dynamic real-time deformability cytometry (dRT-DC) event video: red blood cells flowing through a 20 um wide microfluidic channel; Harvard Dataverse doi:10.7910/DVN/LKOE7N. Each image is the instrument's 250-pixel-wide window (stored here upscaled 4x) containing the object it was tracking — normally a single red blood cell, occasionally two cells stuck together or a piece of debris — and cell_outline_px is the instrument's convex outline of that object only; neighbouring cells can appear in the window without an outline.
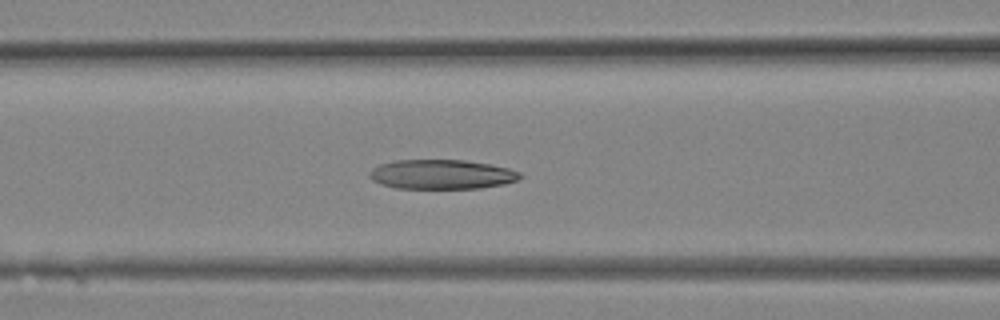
{"species": "Egyptian fruit bat (a non-hibernating species)", "species_latin": "Rousettus aegyptiacus", "temperature_condition": "room temperature", "stored_images_in_passage": 13, "camera_frame_rate_fps": 3000, "um_per_image_px": 0.085, "animal": {"sex": "female"}, "frame": {"image": 1, "passage_image": 11, "time_ms": 3.333, "image_size_px": [1000, 320], "cell_outline_px": [[524, 176], [516, 180], [504, 184], [480, 188], [396, 188], [380, 184], [372, 180], [368, 176], [368, 172], [372, 168], [380, 164], [396, 160], [464, 160], [488, 164], [508, 168], [520, 172]], "centroid_in_image_um": [37.51, 14.82], "position_along_channel_um": 129.1, "area_um2": 25.89}}
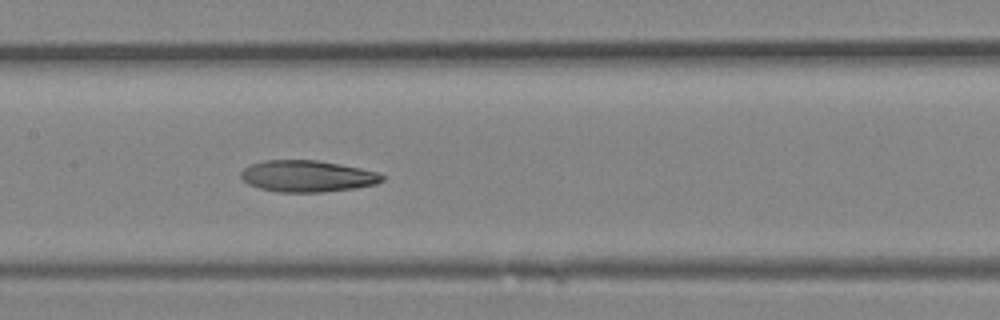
{"frame": {"image": 2, "passage_image": 13, "time_ms": 4.0, "image_size_px": [1000, 320], "cell_outline_px": [[384, 180], [376, 184], [356, 188], [324, 192], [280, 192], [260, 188], [248, 184], [240, 176], [240, 172], [248, 164], [264, 160], [316, 160], [340, 164], [380, 172], [384, 176]], "centroid_in_image_um": [26.13, 14.97], "position_along_channel_um": 181.3, "area_um2": 26.13}}